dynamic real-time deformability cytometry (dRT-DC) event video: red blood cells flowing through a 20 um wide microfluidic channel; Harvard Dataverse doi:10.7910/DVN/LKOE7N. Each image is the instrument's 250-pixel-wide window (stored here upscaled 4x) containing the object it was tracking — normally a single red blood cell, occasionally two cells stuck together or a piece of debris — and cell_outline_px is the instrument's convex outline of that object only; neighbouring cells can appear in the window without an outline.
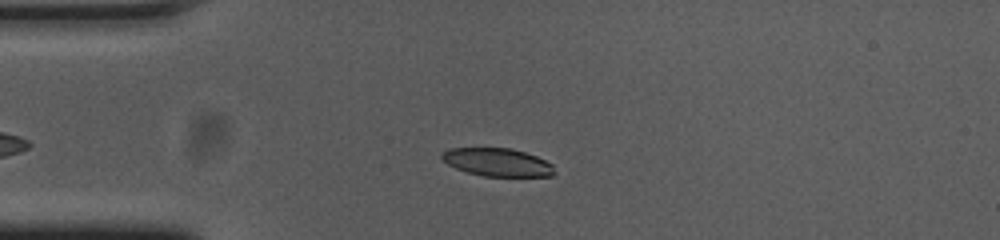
{"species": "common noctule bat (a hibernating species)", "species_latin": "Nyctalus noctula", "temperature_condition": "cold", "stored_images_in_passage": 46, "camera_frame_rate_fps": 3000, "um_per_image_px": 0.085, "animal": {"sex": "female", "body_mass_g": 23.0, "forearm_length_mm": 53.4}, "frame": {"image": 1, "passage_image": 9, "time_ms": 2.667, "image_size_px": [1000, 240], "cell_outline_px": [[556, 172], [552, 176], [484, 176], [468, 172], [456, 168], [448, 164], [440, 156], [440, 152], [452, 148], [512, 148], [536, 156], [552, 164]], "centroid_in_image_um": [42.28, 13.78], "position_along_channel_um": 42.7, "area_um2": 18.32}}
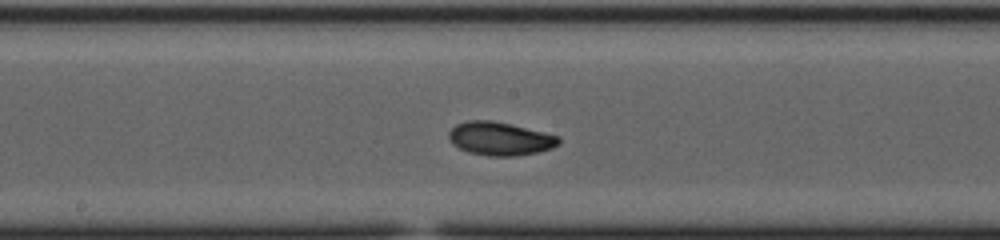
{"frame": {"image": 2, "passage_image": 24, "time_ms": 7.667, "image_size_px": [1000, 240], "cell_outline_px": [[560, 144], [552, 148], [536, 152], [516, 156], [492, 156], [468, 152], [460, 148], [448, 136], [448, 132], [456, 124], [468, 120], [492, 120], [544, 132], [560, 136]], "centroid_in_image_um": [42.53, 11.78], "position_along_channel_um": 205.7, "area_um2": 21.15}}
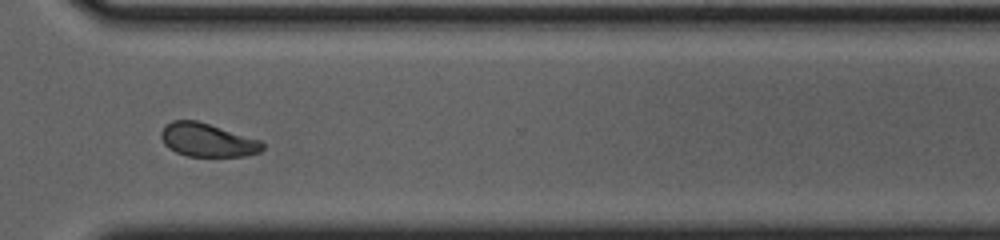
{"frame": {"image": 3, "passage_image": 36, "time_ms": 11.667, "image_size_px": [1000, 240], "cell_outline_px": [[264, 148], [260, 152], [244, 156], [188, 156], [176, 152], [168, 148], [164, 144], [160, 136], [160, 132], [172, 120], [196, 120], [260, 140], [264, 144]], "centroid_in_image_um": [17.62, 11.91], "position_along_channel_um": 353.0, "area_um2": 19.59}, "authors_computed_cell_mechanics": {"area_um2": 19.7965, "velocity_mm_per_s": 3.6782, "shape_relaxation_time_tau1_ms": 5.0421, "shape_relaxation_time_tau2_ms": 2.2418, "deformation_change_tau1": 0.1521, "deformation_change_tau2": 0.0675}}